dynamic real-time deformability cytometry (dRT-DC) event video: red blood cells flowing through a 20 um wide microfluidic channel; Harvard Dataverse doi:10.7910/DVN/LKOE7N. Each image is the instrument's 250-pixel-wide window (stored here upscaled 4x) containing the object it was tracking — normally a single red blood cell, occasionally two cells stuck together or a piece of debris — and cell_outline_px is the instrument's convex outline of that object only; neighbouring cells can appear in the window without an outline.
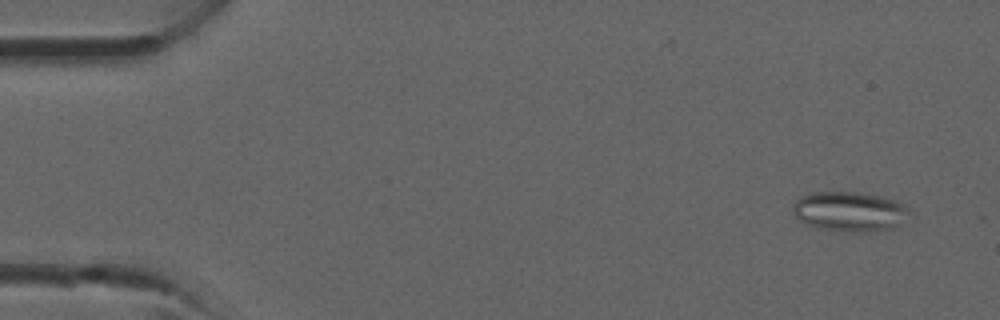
{"species": "common noctule bat (a hibernating species)", "species_latin": "Nyctalus noctula", "temperature_condition": "room temperature", "stored_images_in_passage": 3, "camera_frame_rate_fps": 3000, "um_per_image_px": 0.085, "animal": {"sex": "male", "forearm_length_mm": 52.5}, "frame": {"image": 1, "passage_image": 1, "time_ms": 0.0, "image_size_px": [1000, 320], "cell_outline_px": [[908, 212], [892, 228], [868, 232], [844, 232], [820, 228], [808, 224], [800, 220], [792, 212], [792, 204], [800, 196], [812, 192], [856, 192], [880, 196], [892, 200], [908, 208]], "centroid_in_image_um": [72.11, 17.97], "position_along_channel_um": 12.9, "area_um2": 26.53}}
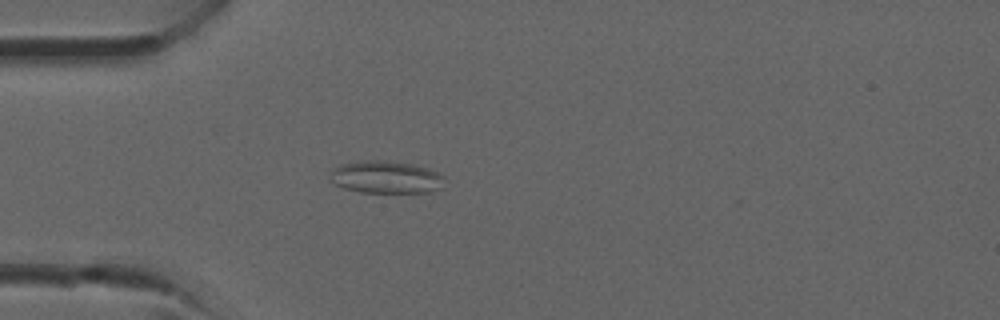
{"frame": {"image": 2, "passage_image": 3, "time_ms": 0.667, "image_size_px": [1000, 320], "cell_outline_px": [[444, 176], [440, 188], [432, 192], [360, 192], [344, 188], [336, 184], [332, 180], [332, 168], [340, 164], [356, 160], [376, 160], [412, 164], [428, 168]], "centroid_in_image_um": [32.79, 15.05], "position_along_channel_um": 52.2, "area_um2": 21.44}}